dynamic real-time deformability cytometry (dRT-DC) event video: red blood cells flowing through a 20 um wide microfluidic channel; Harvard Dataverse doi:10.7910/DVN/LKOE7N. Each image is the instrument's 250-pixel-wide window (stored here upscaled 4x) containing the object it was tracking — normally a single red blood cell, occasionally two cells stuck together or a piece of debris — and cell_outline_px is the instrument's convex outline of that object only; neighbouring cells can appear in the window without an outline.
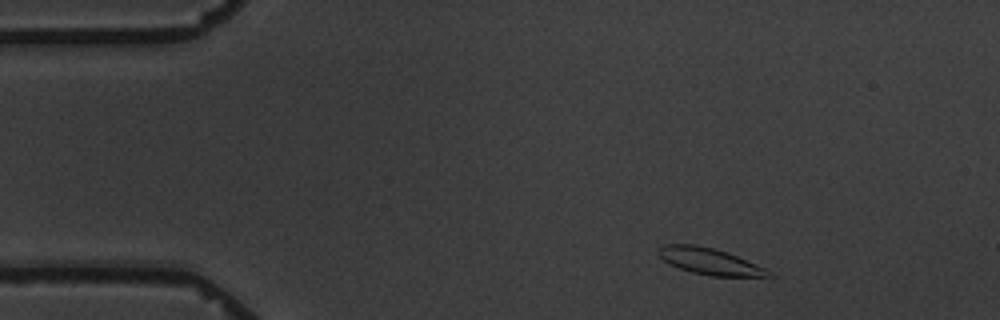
{"species": "common noctule bat (a hibernating species)", "species_latin": "Nyctalus noctula", "temperature_condition": "warm", "stored_images_in_passage": 6, "camera_frame_rate_fps": 3000, "um_per_image_px": 0.085, "animal": {"sex": "male", "body_mass_g": 19.5, "forearm_length_mm": 54.6}, "frame": {"image": 1, "passage_image": 1, "time_ms": 0.0, "image_size_px": [1000, 320], "cell_outline_px": [[776, 276], [712, 276], [692, 272], [668, 264], [656, 252], [656, 248], [664, 244], [696, 244], [728, 252], [756, 264], [772, 272]], "centroid_in_image_um": [60.28, 22.2], "position_along_channel_um": 24.7, "area_um2": 16.99}}
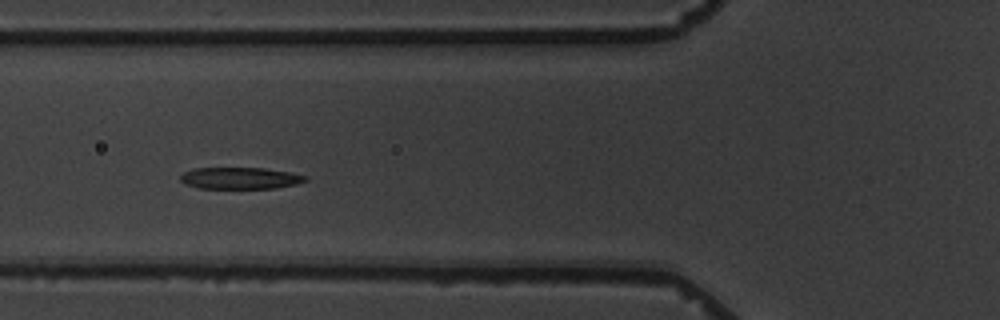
{"frame": {"image": 2, "passage_image": 5, "time_ms": 4.333, "image_size_px": [1000, 320], "cell_outline_px": [[308, 180], [296, 184], [276, 188], [200, 188], [184, 184], [180, 180], [180, 176], [184, 172], [192, 168], [264, 168], [288, 172], [308, 176]], "centroid_in_image_um": [20.4, 15.14], "position_along_channel_um": 105.4, "area_um2": 15.78}}
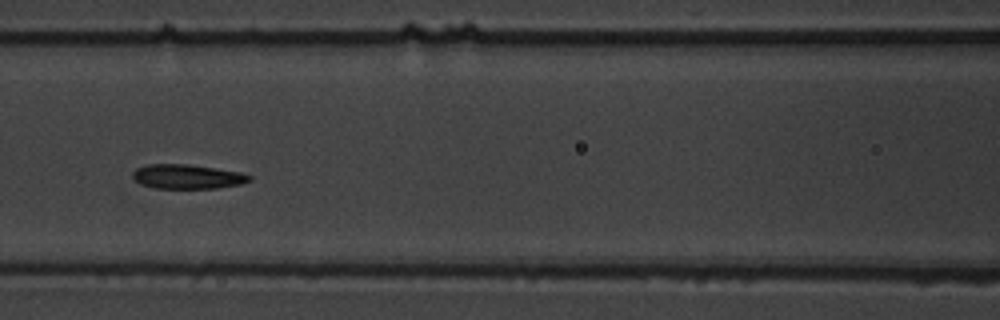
{"frame": {"image": 3, "passage_image": 6, "time_ms": 5.667, "image_size_px": [1000, 320], "cell_outline_px": [[252, 180], [240, 184], [216, 188], [156, 188], [140, 184], [132, 176], [132, 172], [136, 168], [148, 164], [188, 164], [216, 168], [240, 172], [252, 176]], "centroid_in_image_um": [15.92, 15.0], "position_along_channel_um": 150.7, "area_um2": 16.59}}